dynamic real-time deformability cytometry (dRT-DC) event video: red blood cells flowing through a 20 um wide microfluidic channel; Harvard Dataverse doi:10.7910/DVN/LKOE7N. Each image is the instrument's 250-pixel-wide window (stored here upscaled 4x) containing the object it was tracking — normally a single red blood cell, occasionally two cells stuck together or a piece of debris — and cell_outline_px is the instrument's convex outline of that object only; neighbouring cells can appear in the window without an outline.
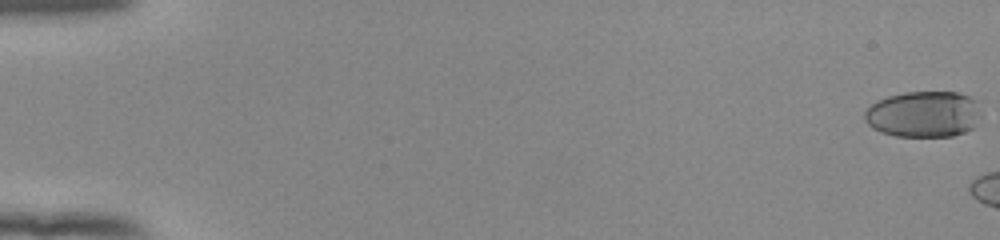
{"species": "human", "species_latin": "Homo sapiens", "temperature_condition": "room temperature", "stored_images_in_passage": 8, "camera_frame_rate_fps": 3000, "um_per_image_px": 0.085, "donor": {"sex": "female"}, "frame": {"image": 1, "passage_image": 1, "time_ms": 0.0, "image_size_px": [1000, 240], "cell_outline_px": [[980, 116], [972, 128], [964, 132], [952, 136], [896, 136], [880, 132], [872, 128], [864, 120], [864, 112], [876, 100], [888, 96], [904, 92], [956, 92], [968, 96], [976, 100]], "centroid_in_image_um": [78.47, 9.7], "position_along_channel_um": 6.5, "area_um2": 31.33}}